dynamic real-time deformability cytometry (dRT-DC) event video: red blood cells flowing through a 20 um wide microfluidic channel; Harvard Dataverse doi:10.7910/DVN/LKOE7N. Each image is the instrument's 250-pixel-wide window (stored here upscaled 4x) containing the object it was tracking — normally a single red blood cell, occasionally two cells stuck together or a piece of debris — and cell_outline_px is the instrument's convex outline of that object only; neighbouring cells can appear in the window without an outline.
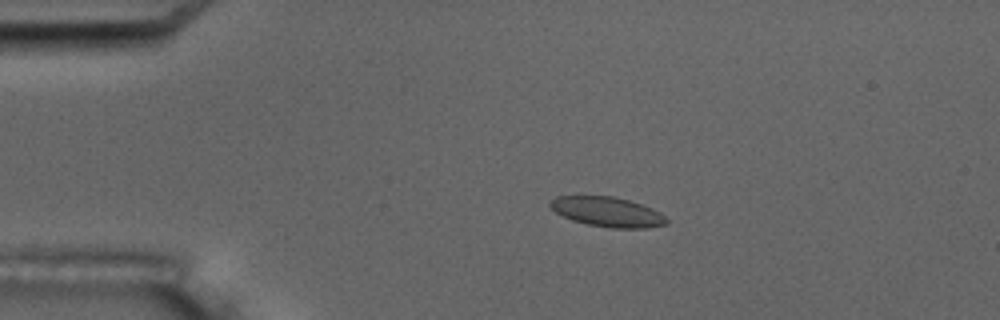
{"species": "common noctule bat (a hibernating species)", "species_latin": "Nyctalus noctula", "temperature_condition": "room temperature", "stored_images_in_passage": 4, "camera_frame_rate_fps": 3000, "um_per_image_px": 0.085, "animal": {"sex": "male", "body_mass_g": 17.5, "forearm_length_mm": 52.3}, "frame": {"image": 1, "passage_image": 3, "time_ms": 2.333, "image_size_px": [1000, 320], "cell_outline_px": [[668, 224], [648, 228], [612, 228], [588, 224], [572, 220], [556, 212], [548, 204], [556, 196], [612, 196], [628, 200], [652, 208], [660, 212], [668, 220]], "centroid_in_image_um": [51.66, 18.01], "position_along_channel_um": 33.3, "area_um2": 20.06}}